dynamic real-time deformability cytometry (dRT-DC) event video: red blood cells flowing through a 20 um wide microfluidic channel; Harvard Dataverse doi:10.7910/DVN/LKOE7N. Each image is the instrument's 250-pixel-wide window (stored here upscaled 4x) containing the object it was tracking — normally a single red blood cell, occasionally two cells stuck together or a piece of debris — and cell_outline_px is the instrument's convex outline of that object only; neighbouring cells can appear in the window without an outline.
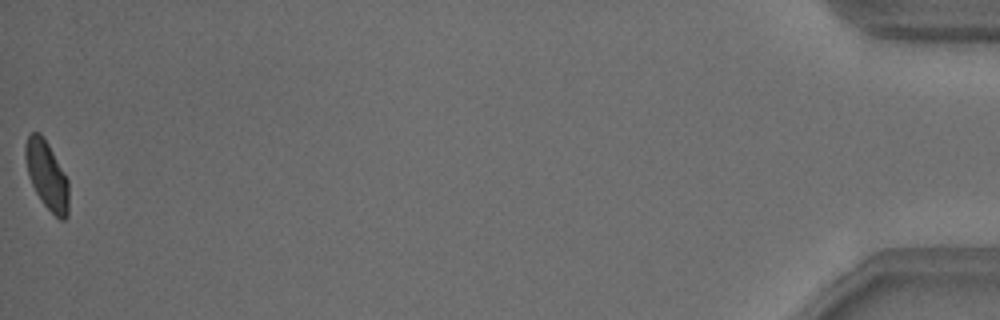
{"species": "common noctule bat (a hibernating species)", "species_latin": "Nyctalus noctula", "temperature_condition": "warm", "stored_images_in_passage": 52, "camera_frame_rate_fps": 3000, "um_per_image_px": 0.085, "animal": {"sex": "male", "body_mass_g": 18.8}, "frame": {"image": 1, "passage_image": 52, "time_ms": 17.0, "image_size_px": [1000, 320], "cell_outline_px": [[68, 216], [64, 220], [60, 220], [40, 200], [28, 176], [24, 156], [24, 144], [28, 136], [32, 132], [40, 132], [48, 144], [68, 180]], "centroid_in_image_um": [3.96, 14.89], "position_along_channel_um": 431.2, "area_um2": 17.17}, "authors_computed_cell_mechanics": {"area_um2": 18.1203, "velocity_mm_per_s": 3.8172, "shape_relaxation_time_tau1_ms": 2.5465, "shape_relaxation_time_tau2_ms": 0.9042, "deformation_change_tau1": 0.119, "deformation_change_tau2": 0.0547}}